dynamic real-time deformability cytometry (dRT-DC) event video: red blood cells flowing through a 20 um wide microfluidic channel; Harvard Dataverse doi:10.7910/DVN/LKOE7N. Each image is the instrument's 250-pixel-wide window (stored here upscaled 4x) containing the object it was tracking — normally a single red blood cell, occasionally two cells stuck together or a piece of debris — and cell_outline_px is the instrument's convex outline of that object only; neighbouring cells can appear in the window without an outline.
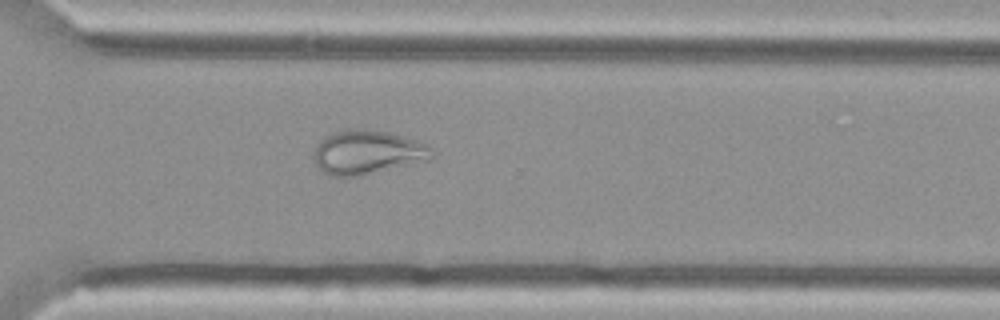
{"species": "Egyptian fruit bat (a non-hibernating species)", "species_latin": "Rousettus aegyptiacus", "temperature_condition": "cold", "stored_images_in_passage": 44, "camera_frame_rate_fps": 3000, "um_per_image_px": 0.085, "animal": {"sex": "female"}, "frame": {"image": 1, "passage_image": 29, "time_ms": 9.333, "image_size_px": [1000, 320], "cell_outline_px": [[436, 156], [432, 160], [360, 176], [332, 176], [324, 172], [316, 164], [316, 148], [320, 140], [324, 136], [336, 132], [356, 128], [384, 132], [416, 140], [424, 144]], "centroid_in_image_um": [31.27, 12.97], "position_along_channel_um": 339.3, "area_um2": 29.82}}
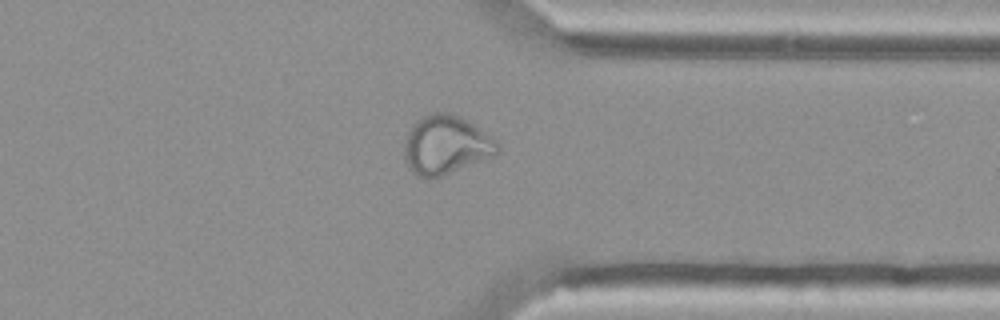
{"frame": {"image": 2, "passage_image": 32, "time_ms": 10.333, "image_size_px": [1000, 320], "cell_outline_px": [[500, 152], [496, 156], [440, 176], [428, 180], [416, 176], [408, 168], [404, 160], [404, 140], [412, 124], [424, 116], [432, 112], [448, 112], [460, 116], [468, 120], [492, 136], [500, 144]], "centroid_in_image_um": [37.91, 12.34], "position_along_channel_um": 373.5, "area_um2": 32.6}}
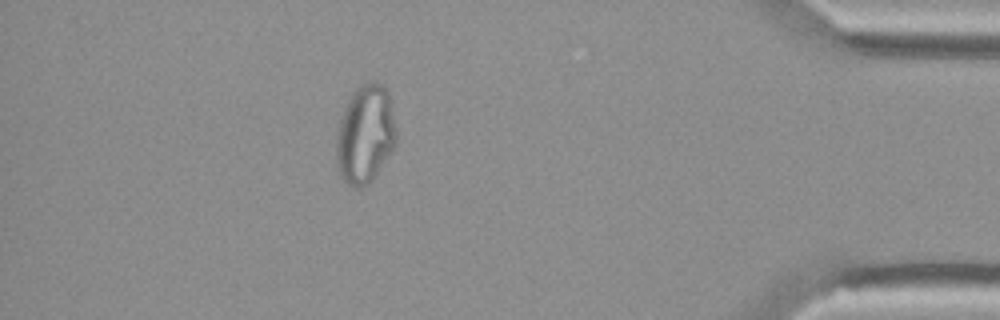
{"frame": {"image": 3, "passage_image": 38, "time_ms": 12.333, "image_size_px": [1000, 320], "cell_outline_px": [[396, 144], [372, 180], [368, 184], [360, 188], [356, 188], [348, 184], [340, 176], [336, 168], [336, 136], [340, 120], [344, 108], [352, 92], [360, 84], [368, 80], [376, 80], [384, 84], [388, 92], [392, 108], [396, 132]], "centroid_in_image_um": [31.03, 11.38], "position_along_channel_um": 404.2, "area_um2": 34.8}}